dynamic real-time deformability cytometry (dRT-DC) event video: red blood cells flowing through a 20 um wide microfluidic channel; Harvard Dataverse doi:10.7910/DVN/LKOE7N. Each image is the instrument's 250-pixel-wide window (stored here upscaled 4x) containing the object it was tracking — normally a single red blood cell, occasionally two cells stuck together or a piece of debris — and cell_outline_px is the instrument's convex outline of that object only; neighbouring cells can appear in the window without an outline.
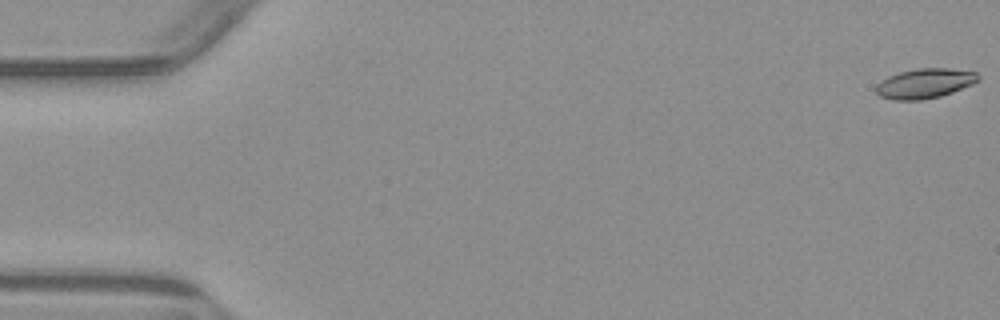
{"species": "common noctule bat (a hibernating species)", "species_latin": "Nyctalus noctula", "temperature_condition": "warm", "stored_images_in_passage": 5, "camera_frame_rate_fps": 3000, "um_per_image_px": 0.085, "animal": {"sex": "male", "body_mass_g": 23.1, "forearm_length_mm": 52.7}, "frame": {"image": 1, "passage_image": 1, "time_ms": 0.0, "image_size_px": [1000, 320], "cell_outline_px": [[980, 80], [972, 84], [952, 92], [940, 96], [920, 100], [892, 100], [880, 96], [876, 92], [876, 84], [888, 76], [900, 72], [916, 68], [948, 68], [976, 72], [980, 76]], "centroid_in_image_um": [78.6, 7.08], "position_along_channel_um": 6.4, "area_um2": 17.74}}
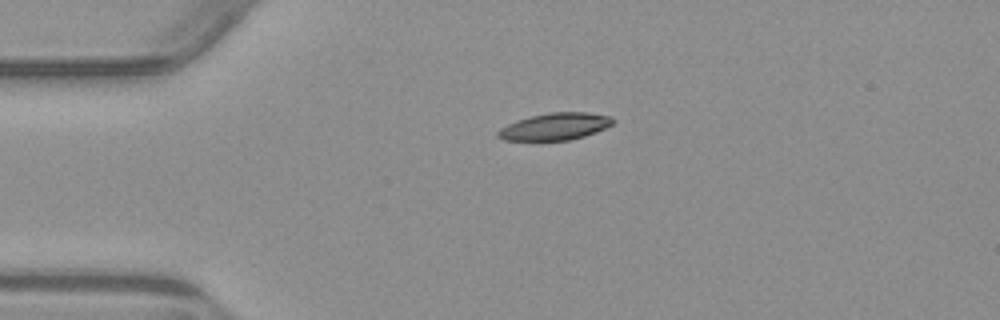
{"frame": {"image": 2, "passage_image": 4, "time_ms": 4.0, "image_size_px": [1000, 320], "cell_outline_px": [[616, 120], [612, 124], [596, 132], [584, 136], [568, 140], [504, 140], [496, 136], [496, 132], [500, 128], [516, 120], [548, 112], [588, 112], [612, 116]], "centroid_in_image_um": [47.18, 10.74], "position_along_channel_um": 37.8, "area_um2": 18.15}}